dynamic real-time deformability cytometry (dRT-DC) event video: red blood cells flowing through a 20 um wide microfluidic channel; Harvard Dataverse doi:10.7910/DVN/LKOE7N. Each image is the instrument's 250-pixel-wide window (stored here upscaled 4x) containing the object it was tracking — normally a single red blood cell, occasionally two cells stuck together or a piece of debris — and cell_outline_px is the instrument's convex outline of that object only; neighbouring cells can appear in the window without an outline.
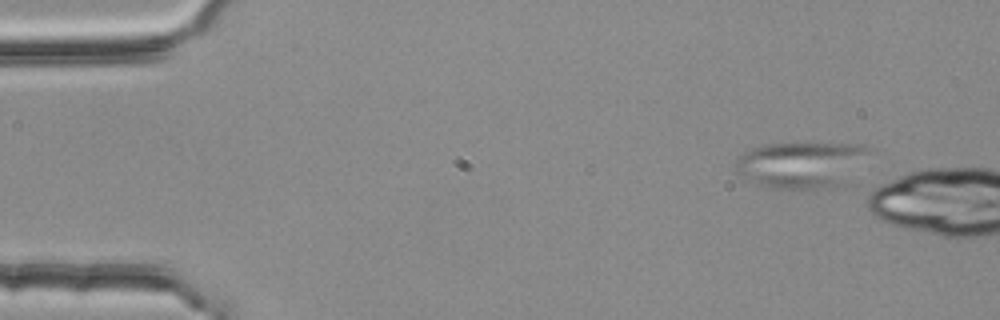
{"species": "common noctule bat (a hibernating species)", "species_latin": "Nyctalus noctula", "temperature_condition": "room temperature", "stored_images_in_passage": 5, "camera_frame_rate_fps": 3000, "um_per_image_px": 0.085, "animal": {"sex": "female", "body_mass_g": 25.1}, "frame": {"image": 1, "passage_image": 1, "time_ms": 0.0, "image_size_px": [1000, 320], "cell_outline_px": [[872, 148], [848, 184], [836, 188], [772, 188], [756, 184], [748, 180], [736, 172], [732, 164], [736, 156], [752, 148], [768, 144], [852, 144]], "centroid_in_image_um": [68.09, 14.02], "position_along_channel_um": 16.9, "area_um2": 36.41}}